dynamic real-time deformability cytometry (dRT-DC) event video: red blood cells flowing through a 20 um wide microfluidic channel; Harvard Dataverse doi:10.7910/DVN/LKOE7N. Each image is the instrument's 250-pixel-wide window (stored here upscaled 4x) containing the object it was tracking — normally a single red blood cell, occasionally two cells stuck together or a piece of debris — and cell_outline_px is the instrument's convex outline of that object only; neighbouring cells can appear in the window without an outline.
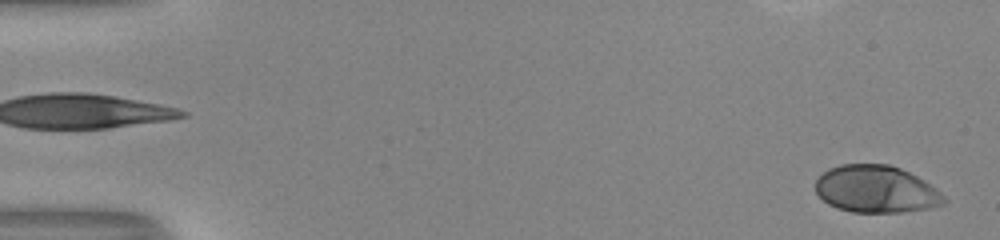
{"species": "human", "species_latin": "Homo sapiens", "temperature_condition": "room temperature", "stored_images_in_passage": 52, "camera_frame_rate_fps": 3000, "um_per_image_px": 0.085, "donor": {"sex": "male"}, "frame": {"image": 1, "passage_image": 1, "time_ms": 0.0, "image_size_px": [1000, 240], "cell_outline_px": [[948, 200], [944, 204], [928, 208], [900, 212], [852, 212], [828, 204], [816, 192], [816, 180], [828, 168], [840, 164], [888, 164], [900, 168], [924, 180], [936, 188]], "centroid_in_image_um": [74.48, 16.07], "position_along_channel_um": 10.5, "area_um2": 35.2}}
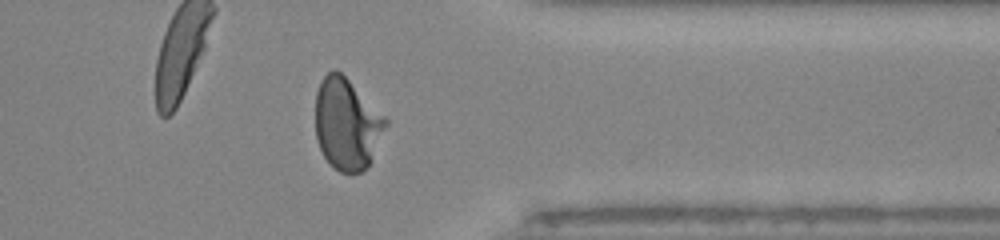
{"frame": {"image": 2, "passage_image": 42, "time_ms": 13.667, "image_size_px": [1000, 240], "cell_outline_px": [[388, 124], [372, 160], [368, 168], [360, 172], [340, 172], [324, 156], [316, 140], [316, 92], [324, 76], [332, 68], [336, 68], [388, 120]], "centroid_in_image_um": [29.49, 10.55], "position_along_channel_um": 381.9, "area_um2": 37.05}}
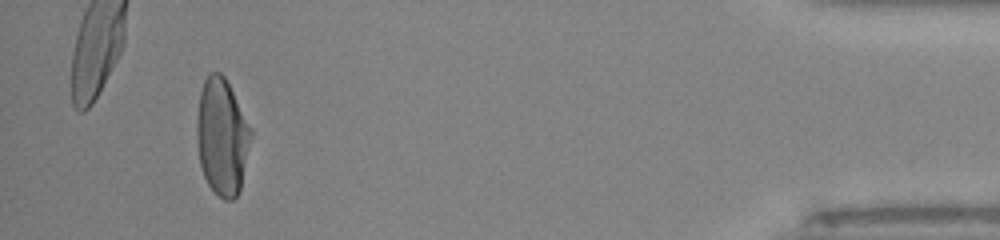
{"frame": {"image": 3, "passage_image": 49, "time_ms": 16.0, "image_size_px": [1000, 240], "cell_outline_px": [[252, 136], [240, 192], [232, 200], [224, 200], [208, 184], [204, 176], [200, 164], [196, 140], [196, 120], [200, 92], [204, 80], [208, 72], [220, 72], [224, 76], [252, 132]], "centroid_in_image_um": [18.85, 11.64], "position_along_channel_um": 416.3, "area_um2": 36.65}, "authors_computed_cell_mechanics": {"area_um2": 36.0383, "velocity_mm_per_s": 4.011, "shape_relaxation_time_tau1_ms": 4.7006, "shape_relaxation_time_tau2_ms": null, "deformation_change_tau1": 0.2282, "deformation_change_tau2": null}}